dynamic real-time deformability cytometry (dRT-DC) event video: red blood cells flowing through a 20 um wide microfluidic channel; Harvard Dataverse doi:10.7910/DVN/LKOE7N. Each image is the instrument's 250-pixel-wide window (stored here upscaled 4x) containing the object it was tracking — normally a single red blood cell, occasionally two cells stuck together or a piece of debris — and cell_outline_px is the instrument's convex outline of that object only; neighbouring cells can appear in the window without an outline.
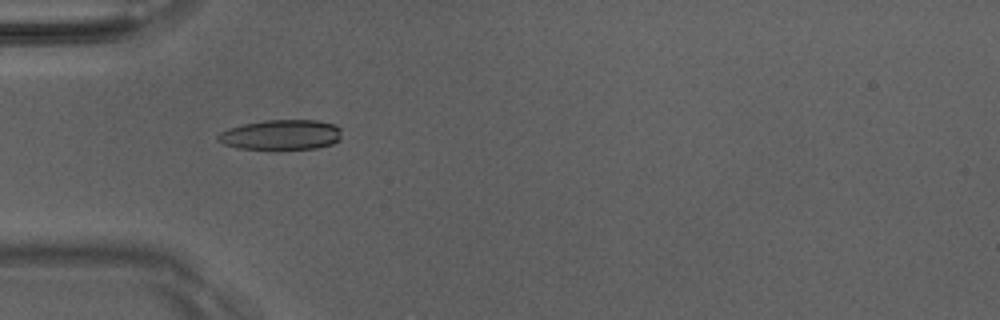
{"species": "Egyptian fruit bat (a non-hibernating species)", "species_latin": "Rousettus aegyptiacus", "temperature_condition": "room temperature", "stored_images_in_passage": 48, "camera_frame_rate_fps": 3000, "um_per_image_px": 0.085, "animal": {"sex": "male"}, "frame": {"image": 1, "passage_image": 13, "time_ms": 4.0, "image_size_px": [1000, 320], "cell_outline_px": [[340, 140], [332, 144], [316, 148], [236, 148], [224, 144], [216, 140], [216, 136], [220, 132], [228, 128], [244, 124], [264, 120], [316, 120], [336, 124], [340, 128]], "centroid_in_image_um": [23.89, 11.44], "position_along_channel_um": 61.1, "area_um2": 21.56}}
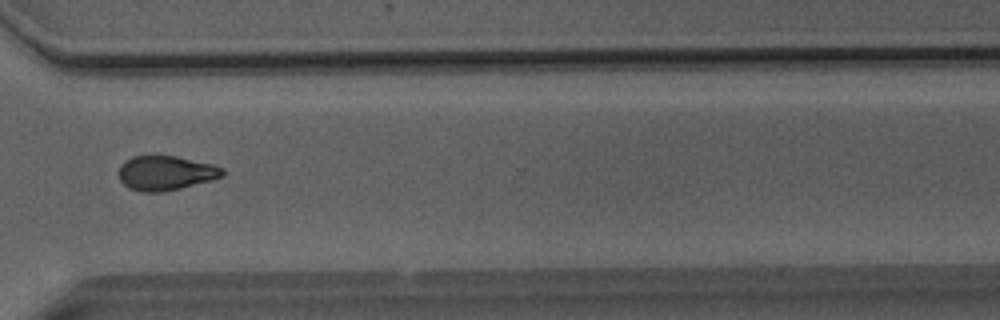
{"frame": {"image": 2, "passage_image": 35, "time_ms": 11.333, "image_size_px": [1000, 320], "cell_outline_px": [[224, 176], [212, 180], [164, 192], [140, 192], [128, 188], [120, 180], [120, 164], [124, 160], [132, 156], [176, 156], [212, 164], [224, 168]], "centroid_in_image_um": [14.08, 14.71], "position_along_channel_um": 356.5, "area_um2": 20.92}}
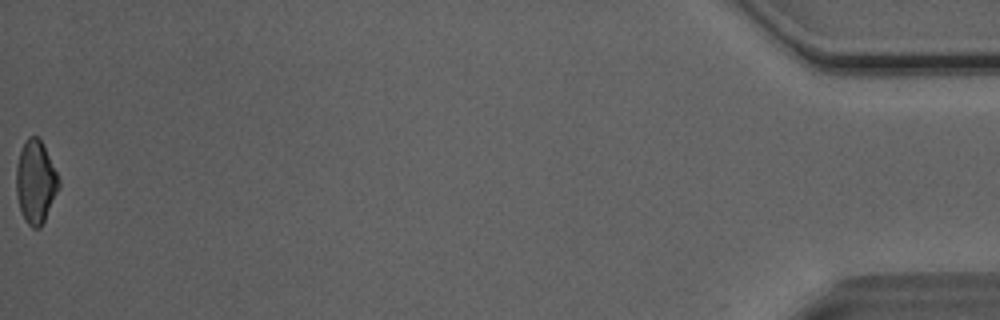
{"frame": {"image": 3, "passage_image": 48, "time_ms": 15.667, "image_size_px": [1000, 320], "cell_outline_px": [[60, 188], [40, 228], [32, 228], [24, 220], [16, 196], [16, 168], [20, 152], [28, 136], [40, 136], [60, 180]], "centroid_in_image_um": [3.03, 15.46], "position_along_channel_um": 432.2, "area_um2": 20.63}, "authors_computed_cell_mechanics": {"area_um2": 21.2415, "velocity_mm_per_s": 4.0788, "shape_relaxation_time_tau1_ms": 9.5514, "shape_relaxation_time_tau2_ms": 6.2016, "deformation_change_tau1": 0.2046, "deformation_change_tau2": 0.1349}}